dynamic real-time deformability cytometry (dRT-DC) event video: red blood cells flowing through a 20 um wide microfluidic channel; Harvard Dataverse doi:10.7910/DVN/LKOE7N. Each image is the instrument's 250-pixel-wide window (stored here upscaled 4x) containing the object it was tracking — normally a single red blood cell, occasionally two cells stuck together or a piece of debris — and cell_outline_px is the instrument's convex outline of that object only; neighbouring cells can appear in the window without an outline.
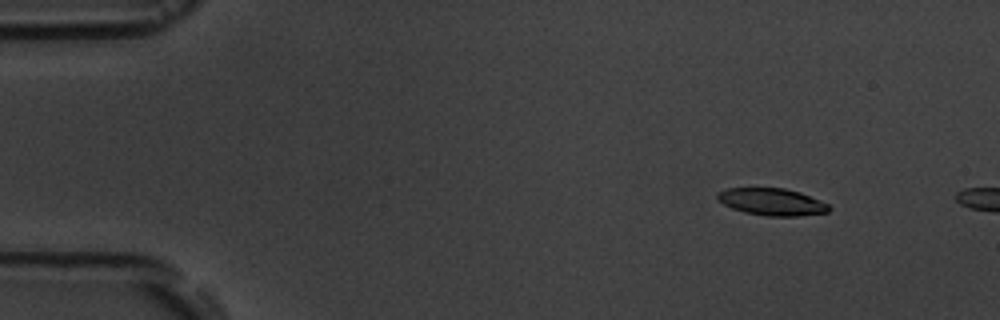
{"species": "common noctule bat (a hibernating species)", "species_latin": "Nyctalus noctula", "temperature_condition": "room temperature", "stored_images_in_passage": 3, "camera_frame_rate_fps": 3000, "um_per_image_px": 0.085, "animal": {"sex": "male", "body_mass_g": 19.5, "forearm_length_mm": 54.6}, "frame": {"image": 1, "passage_image": 2, "time_ms": 1.333, "image_size_px": [1000, 320], "cell_outline_px": [[832, 208], [828, 212], [796, 216], [768, 216], [744, 212], [732, 208], [716, 200], [716, 192], [728, 188], [784, 188], [800, 192], [820, 200], [828, 204]], "centroid_in_image_um": [65.59, 17.15], "position_along_channel_um": 19.4, "area_um2": 17.69}}